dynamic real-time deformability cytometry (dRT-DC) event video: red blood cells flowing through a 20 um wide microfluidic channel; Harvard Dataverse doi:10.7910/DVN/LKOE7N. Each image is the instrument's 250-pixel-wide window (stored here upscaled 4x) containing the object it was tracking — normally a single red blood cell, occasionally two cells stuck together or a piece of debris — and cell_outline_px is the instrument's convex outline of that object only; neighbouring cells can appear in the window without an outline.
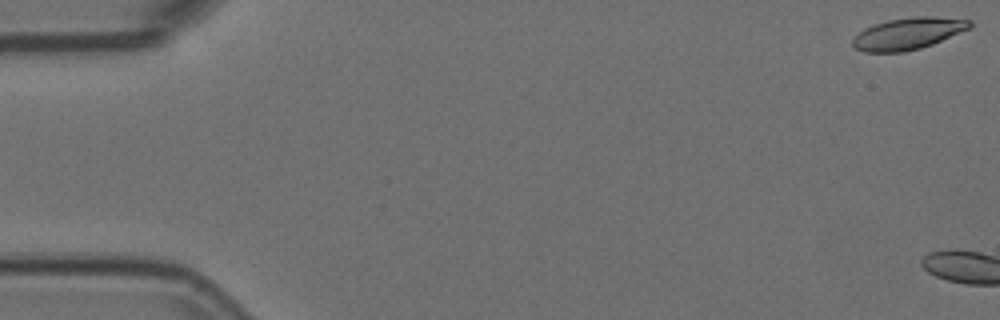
{"species": "Egyptian fruit bat (a non-hibernating species)", "species_latin": "Rousettus aegyptiacus", "temperature_condition": "room temperature", "stored_images_in_passage": 3, "camera_frame_rate_fps": 3000, "um_per_image_px": 0.085, "animal": {"sex": "female"}, "frame": {"image": 1, "passage_image": 1, "time_ms": 0.0, "image_size_px": [1000, 320], "cell_outline_px": [[972, 28], [932, 44], [920, 48], [904, 52], [864, 52], [856, 48], [852, 44], [852, 40], [864, 28], [872, 24], [888, 20], [912, 16], [936, 16], [972, 20]], "centroid_in_image_um": [77.22, 2.84], "position_along_channel_um": 7.8, "area_um2": 21.85}}